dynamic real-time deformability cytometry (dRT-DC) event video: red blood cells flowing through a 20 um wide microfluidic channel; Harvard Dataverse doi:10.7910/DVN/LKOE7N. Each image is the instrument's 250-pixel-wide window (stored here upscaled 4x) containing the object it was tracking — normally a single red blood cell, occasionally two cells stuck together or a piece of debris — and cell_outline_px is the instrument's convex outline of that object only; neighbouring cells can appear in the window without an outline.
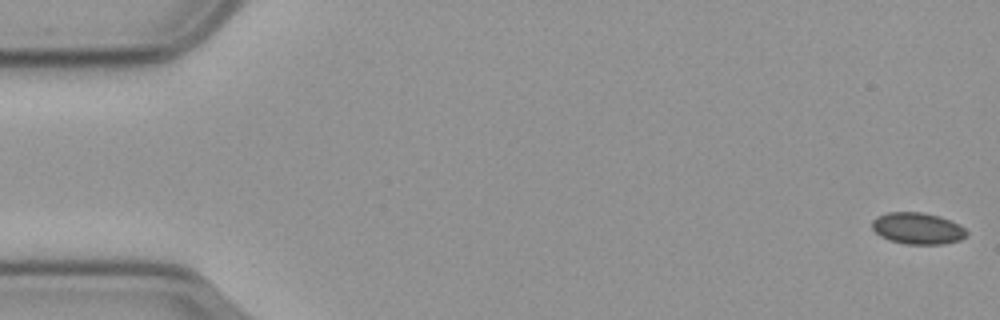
{"species": "common noctule bat (a hibernating species)", "species_latin": "Nyctalus noctula", "temperature_condition": "cold", "stored_images_in_passage": 15, "camera_frame_rate_fps": 3000, "um_per_image_px": 0.085, "animal": {"sex": "male", "body_mass_g": 23.1, "forearm_length_mm": 52.7}, "frame": {"image": 1, "passage_image": 1, "time_ms": 0.0, "image_size_px": [1000, 320], "cell_outline_px": [[968, 236], [960, 240], [944, 244], [904, 244], [888, 240], [880, 236], [872, 228], [872, 220], [876, 216], [888, 212], [920, 212], [940, 216], [960, 224], [968, 232]], "centroid_in_image_um": [78.01, 19.41], "position_along_channel_um": 7.0, "area_um2": 17.63}}